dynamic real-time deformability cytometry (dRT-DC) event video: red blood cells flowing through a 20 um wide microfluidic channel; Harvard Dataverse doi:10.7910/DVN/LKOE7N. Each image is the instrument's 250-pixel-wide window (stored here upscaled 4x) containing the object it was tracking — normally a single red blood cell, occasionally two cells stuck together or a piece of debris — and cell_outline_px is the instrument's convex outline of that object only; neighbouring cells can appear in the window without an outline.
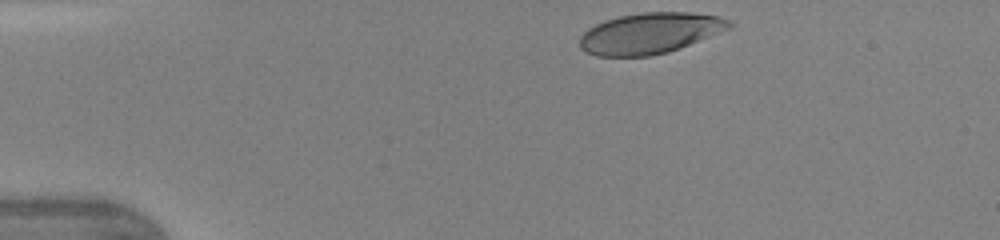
{"species": "human", "species_latin": "Homo sapiens", "temperature_condition": "warm", "stored_images_in_passage": 32, "camera_frame_rate_fps": 3000, "um_per_image_px": 0.085, "donor": {"sex": "female"}, "frame": {"image": 1, "passage_image": 1, "time_ms": 0.0, "image_size_px": [1000, 240], "cell_outline_px": [[736, 24], [732, 28], [680, 48], [668, 52], [648, 56], [596, 56], [580, 48], [580, 36], [588, 28], [596, 24], [620, 16], [644, 12], [688, 12], [720, 16]], "centroid_in_image_um": [55.29, 2.82], "position_along_channel_um": 29.7, "area_um2": 35.6}}
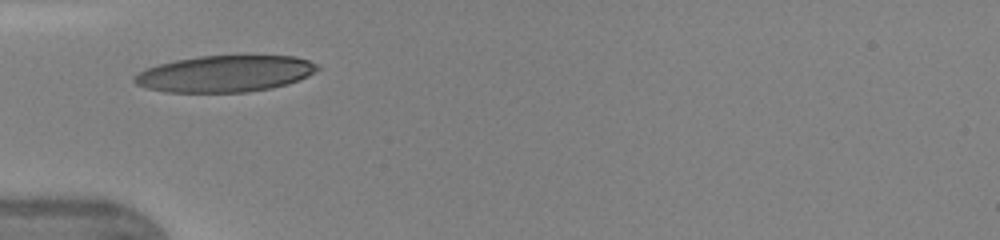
{"frame": {"image": 2, "passage_image": 8, "time_ms": 2.333, "image_size_px": [1000, 240], "cell_outline_px": [[320, 68], [308, 76], [300, 80], [288, 84], [272, 88], [248, 92], [164, 92], [148, 88], [136, 84], [132, 80], [132, 76], [148, 68], [160, 64], [176, 60], [200, 56], [296, 56], [308, 60], [316, 64]], "centroid_in_image_um": [19.14, 6.27], "position_along_channel_um": 65.9, "area_um2": 38.84}}
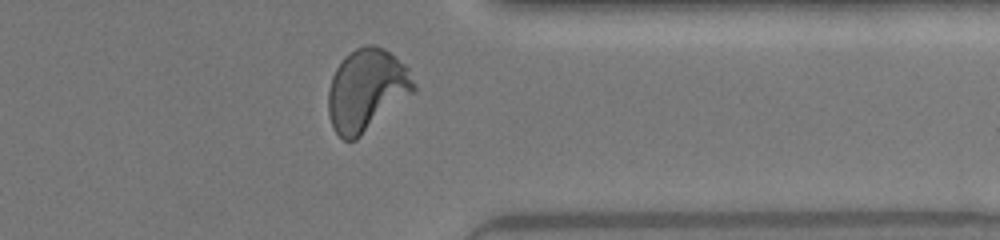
{"frame": {"image": 3, "passage_image": 30, "time_ms": 9.667, "image_size_px": [1000, 240], "cell_outline_px": [[416, 92], [356, 140], [344, 140], [336, 132], [328, 116], [328, 92], [332, 76], [336, 68], [356, 48], [364, 44], [376, 44], [384, 48], [404, 64], [408, 68], [416, 84]], "centroid_in_image_um": [31.19, 7.66], "position_along_channel_um": 380.2, "area_um2": 41.04}, "authors_computed_cell_mechanics": {"area_um2": 38.6971, "velocity_mm_per_s": 4.3577, "shape_relaxation_time_tau1_ms": 3.0729, "shape_relaxation_time_tau2_ms": null, "deformation_change_tau1": 0.1893, "deformation_change_tau2": null}}